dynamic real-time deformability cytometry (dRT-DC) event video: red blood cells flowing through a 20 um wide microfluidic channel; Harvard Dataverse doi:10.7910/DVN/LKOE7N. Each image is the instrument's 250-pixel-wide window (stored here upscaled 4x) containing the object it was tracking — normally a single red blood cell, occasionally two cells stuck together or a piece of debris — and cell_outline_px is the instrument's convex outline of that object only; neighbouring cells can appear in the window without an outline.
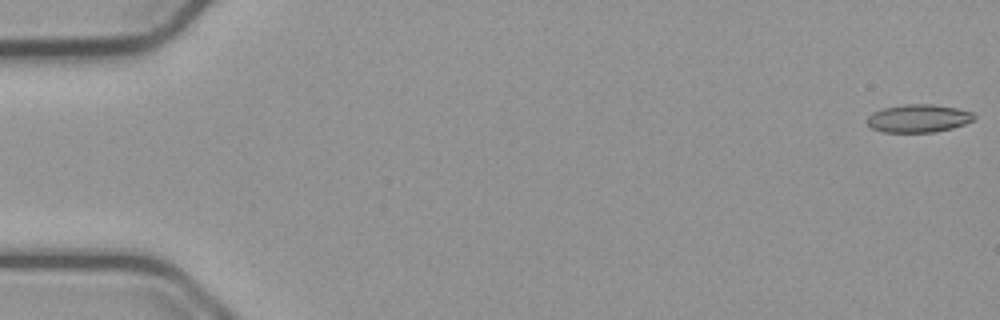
{"species": "common noctule bat (a hibernating species)", "species_latin": "Nyctalus noctula", "temperature_condition": "cold", "stored_images_in_passage": 55, "camera_frame_rate_fps": 3000, "um_per_image_px": 0.085, "animal": {"sex": "male", "body_mass_g": 23.1, "forearm_length_mm": 52.7}, "frame": {"image": 1, "passage_image": 1, "time_ms": 0.0, "image_size_px": [1000, 320], "cell_outline_px": [[976, 116], [972, 120], [964, 124], [952, 128], [936, 132], [884, 132], [872, 128], [864, 120], [872, 112], [884, 108], [904, 104], [932, 104], [956, 108], [972, 112]], "centroid_in_image_um": [78.04, 10.06], "position_along_channel_um": 7.0, "area_um2": 17.46}}
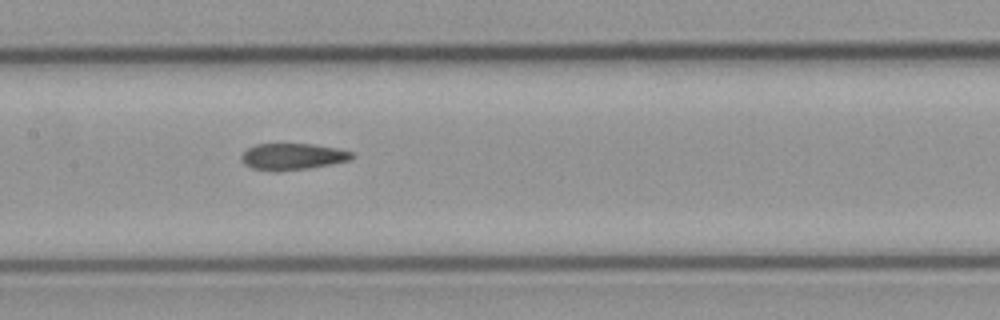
{"frame": {"image": 2, "passage_image": 27, "time_ms": 8.667, "image_size_px": [1000, 320], "cell_outline_px": [[352, 156], [348, 160], [308, 168], [276, 172], [272, 172], [252, 168], [244, 164], [240, 160], [240, 156], [248, 148], [256, 144], [312, 144], [336, 148], [352, 152]], "centroid_in_image_um": [24.78, 13.31], "position_along_channel_um": 182.6, "area_um2": 16.94}}
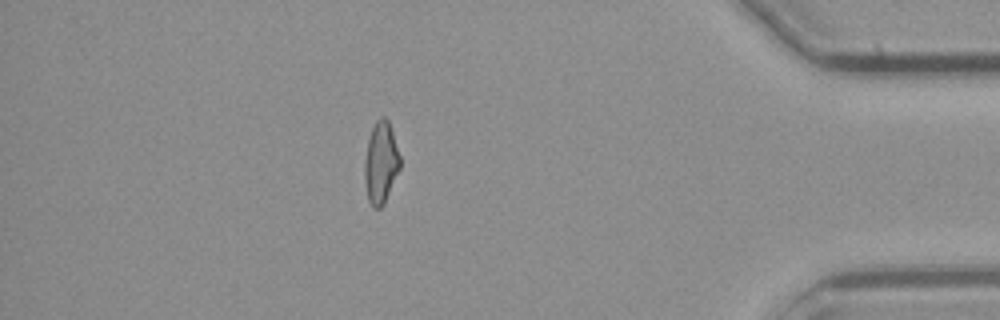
{"frame": {"image": 3, "passage_image": 48, "time_ms": 15.667, "image_size_px": [1000, 320], "cell_outline_px": [[400, 168], [384, 204], [380, 208], [372, 208], [368, 200], [364, 180], [364, 160], [368, 140], [372, 128], [376, 120], [380, 116], [384, 116], [388, 120], [400, 156]], "centroid_in_image_um": [32.36, 13.84], "position_along_channel_um": 402.8, "area_um2": 16.94}, "authors_computed_cell_mechanics": {"area_um2": 17.629, "velocity_mm_per_s": 3.7876, "shape_relaxation_time_tau1_ms": null, "shape_relaxation_time_tau2_ms": 2.2485, "deformation_change_tau1": null, "deformation_change_tau2": 0.0845}}